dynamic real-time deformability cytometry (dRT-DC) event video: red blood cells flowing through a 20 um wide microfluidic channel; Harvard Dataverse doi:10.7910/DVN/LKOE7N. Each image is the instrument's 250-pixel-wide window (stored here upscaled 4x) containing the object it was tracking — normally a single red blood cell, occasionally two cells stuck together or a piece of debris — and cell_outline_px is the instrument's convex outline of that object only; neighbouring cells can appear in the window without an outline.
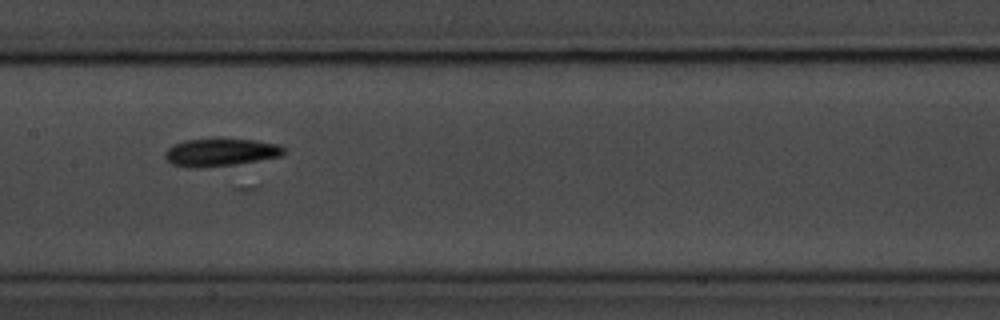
{"species": "common noctule bat (a hibernating species)", "species_latin": "Nyctalus noctula", "temperature_condition": "room temperature", "stored_images_in_passage": 46, "camera_frame_rate_fps": 3000, "um_per_image_px": 0.085, "animal": {"sex": "male", "body_mass_g": 20.1, "forearm_length_mm": 53.5}, "frame": {"image": 1, "passage_image": 38, "time_ms": 12.333, "image_size_px": [1000, 320], "cell_outline_px": [[284, 152], [280, 156], [236, 164], [196, 168], [192, 168], [172, 164], [164, 156], [164, 152], [172, 144], [184, 140], [212, 136], [220, 136], [256, 140], [280, 144], [284, 148]], "centroid_in_image_um": [18.71, 12.89], "position_along_channel_um": 188.7, "area_um2": 20.0}}